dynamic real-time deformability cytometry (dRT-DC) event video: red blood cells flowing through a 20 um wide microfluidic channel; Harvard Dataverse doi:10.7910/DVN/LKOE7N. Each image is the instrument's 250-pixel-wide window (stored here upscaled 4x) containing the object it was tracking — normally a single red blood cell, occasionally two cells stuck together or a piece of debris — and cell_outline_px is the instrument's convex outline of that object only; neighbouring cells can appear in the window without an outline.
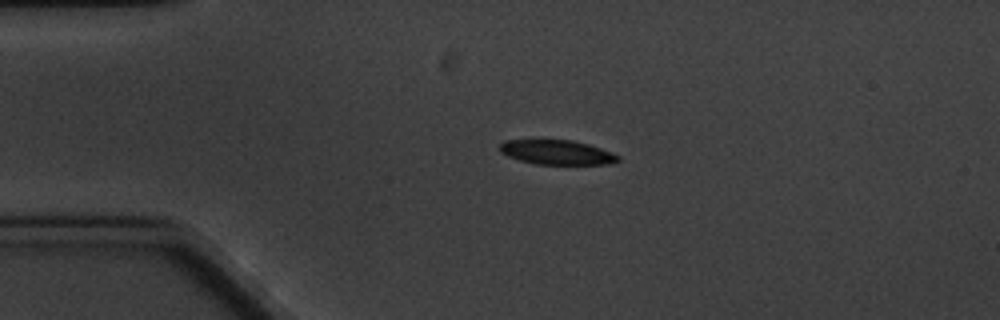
{"species": "common noctule bat (a hibernating species)", "species_latin": "Nyctalus noctula", "temperature_condition": "cold", "stored_images_in_passage": 4, "camera_frame_rate_fps": 3000, "um_per_image_px": 0.085, "animal": {"sex": "male", "body_mass_g": 20.1, "forearm_length_mm": 53.5}, "frame": {"image": 1, "passage_image": 3, "time_ms": 2.0, "image_size_px": [1000, 320], "cell_outline_px": [[620, 160], [608, 164], [536, 164], [520, 160], [508, 156], [500, 152], [500, 144], [504, 140], [572, 140], [588, 144], [612, 152], [620, 156]], "centroid_in_image_um": [47.34, 12.94], "position_along_channel_um": 37.7, "area_um2": 16.82}}